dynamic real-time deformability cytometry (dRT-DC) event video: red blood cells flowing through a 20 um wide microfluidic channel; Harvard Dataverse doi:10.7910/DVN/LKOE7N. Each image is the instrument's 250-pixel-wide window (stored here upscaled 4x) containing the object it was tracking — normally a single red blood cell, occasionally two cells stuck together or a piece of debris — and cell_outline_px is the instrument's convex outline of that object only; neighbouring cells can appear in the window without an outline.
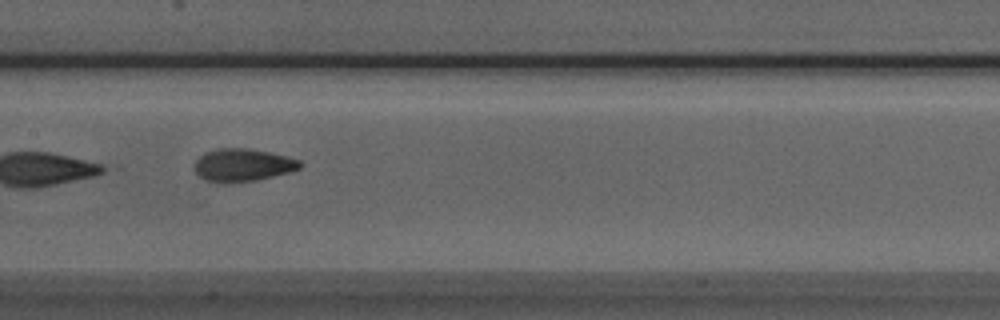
{"species": "Egyptian fruit bat (a non-hibernating species)", "species_latin": "Rousettus aegyptiacus", "temperature_condition": "room temperature", "stored_images_in_passage": 6, "camera_frame_rate_fps": 3000, "um_per_image_px": 0.085, "animal": {"sex": "male"}, "frame": {"image": 1, "passage_image": 5, "time_ms": 1.333, "image_size_px": [1000, 320], "cell_outline_px": [[304, 164], [300, 168], [288, 172], [256, 180], [224, 184], [216, 184], [204, 180], [196, 172], [196, 160], [200, 156], [208, 152], [220, 148], [248, 148], [268, 152], [300, 160]], "centroid_in_image_um": [20.62, 14.05], "position_along_channel_um": 186.8, "area_um2": 20.06}}
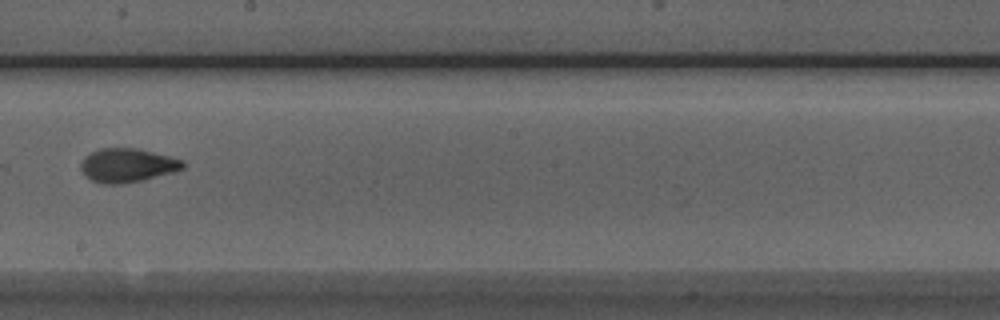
{"frame": {"image": 2, "passage_image": 6, "time_ms": 1.667, "image_size_px": [1000, 320], "cell_outline_px": [[184, 168], [172, 172], [144, 180], [120, 184], [104, 184], [92, 180], [84, 176], [80, 168], [80, 164], [84, 156], [100, 148], [136, 148], [184, 160]], "centroid_in_image_um": [10.79, 14.05], "position_along_channel_um": 237.4, "area_um2": 20.11}}